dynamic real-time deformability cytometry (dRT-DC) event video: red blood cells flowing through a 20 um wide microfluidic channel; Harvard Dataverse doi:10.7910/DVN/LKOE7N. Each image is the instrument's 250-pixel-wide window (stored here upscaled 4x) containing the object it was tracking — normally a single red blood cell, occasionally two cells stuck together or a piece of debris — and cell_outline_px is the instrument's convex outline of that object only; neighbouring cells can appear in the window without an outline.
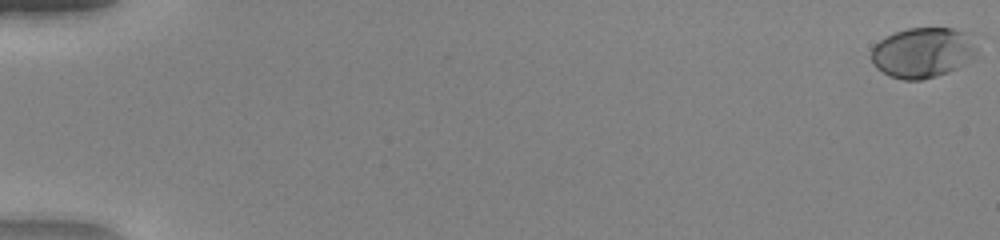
{"species": "human", "species_latin": "Homo sapiens", "temperature_condition": "warm", "stored_images_in_passage": 53, "camera_frame_rate_fps": 3000, "um_per_image_px": 0.085, "donor": {"sex": "female"}, "frame": {"image": 1, "passage_image": 1, "time_ms": 0.0, "image_size_px": [1000, 240], "cell_outline_px": [[976, 56], [972, 60], [948, 72], [936, 76], [920, 80], [904, 80], [888, 76], [876, 68], [872, 64], [872, 48], [880, 40], [896, 32], [908, 28], [952, 28], [964, 32], [976, 52]], "centroid_in_image_um": [78.38, 4.5], "position_along_channel_um": 6.6, "area_um2": 30.52}}
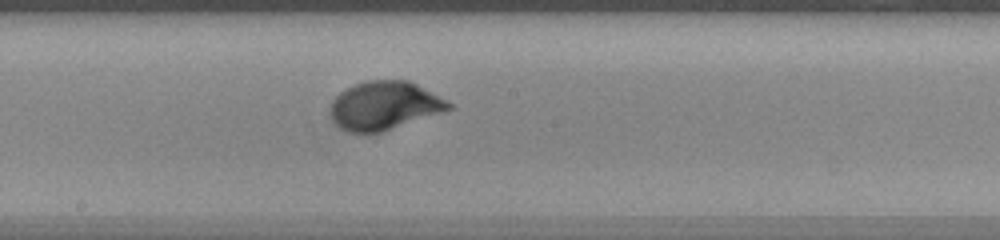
{"frame": {"image": 2, "passage_image": 31, "time_ms": 10.0, "image_size_px": [1000, 240], "cell_outline_px": [[456, 104], [452, 108], [384, 132], [364, 136], [360, 136], [348, 132], [336, 124], [332, 116], [332, 100], [344, 88], [368, 80], [408, 80]], "centroid_in_image_um": [32.67, 9.01], "position_along_channel_um": 215.5, "area_um2": 33.76}}
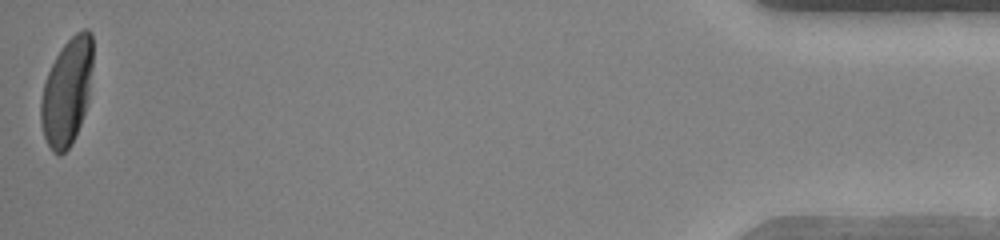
{"frame": {"image": 3, "passage_image": 53, "time_ms": 17.333, "image_size_px": [1000, 240], "cell_outline_px": [[92, 68], [88, 100], [80, 124], [72, 144], [60, 156], [52, 152], [44, 136], [40, 124], [40, 100], [44, 84], [48, 72], [56, 56], [64, 44], [76, 32], [84, 28], [88, 28], [92, 32]], "centroid_in_image_um": [5.68, 7.8], "position_along_channel_um": 429.5, "area_um2": 32.43}, "authors_computed_cell_mechanics": {"area_um2": 31.79, "velocity_mm_per_s": 4.0542, "shape_relaxation_time_tau1_ms": 2.4019, "shape_relaxation_time_tau2_ms": null, "deformation_change_tau1": 0.1901, "deformation_change_tau2": null}}